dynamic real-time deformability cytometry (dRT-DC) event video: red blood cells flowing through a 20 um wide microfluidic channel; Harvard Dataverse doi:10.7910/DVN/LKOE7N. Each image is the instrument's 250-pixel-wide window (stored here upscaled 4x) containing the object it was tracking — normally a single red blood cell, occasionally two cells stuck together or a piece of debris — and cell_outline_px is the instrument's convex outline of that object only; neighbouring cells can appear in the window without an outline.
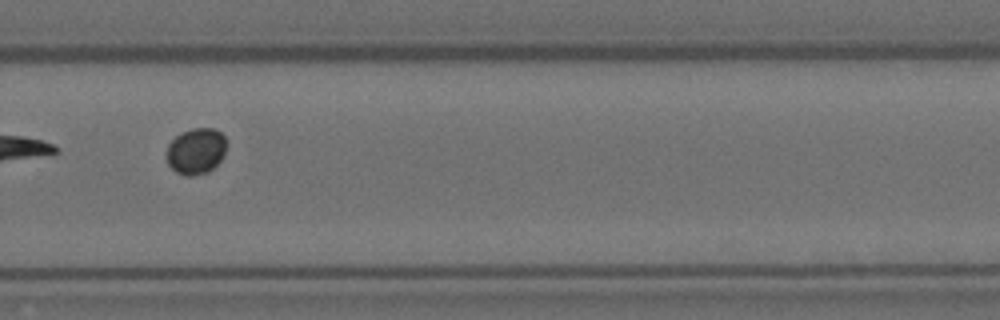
{"species": "Egyptian fruit bat (a non-hibernating species)", "species_latin": "Rousettus aegyptiacus", "temperature_condition": "room temperature", "stored_images_in_passage": 10, "camera_frame_rate_fps": 3000, "um_per_image_px": 0.085, "animal": {"sex": "female"}, "frame": {"image": 1, "passage_image": 7, "time_ms": 2.0, "image_size_px": [1000, 320], "cell_outline_px": [[224, 156], [208, 172], [192, 176], [188, 176], [176, 172], [168, 164], [168, 144], [176, 136], [192, 128], [212, 128], [220, 132], [224, 136]], "centroid_in_image_um": [16.66, 12.85], "position_along_channel_um": 313.1, "area_um2": 15.72}}